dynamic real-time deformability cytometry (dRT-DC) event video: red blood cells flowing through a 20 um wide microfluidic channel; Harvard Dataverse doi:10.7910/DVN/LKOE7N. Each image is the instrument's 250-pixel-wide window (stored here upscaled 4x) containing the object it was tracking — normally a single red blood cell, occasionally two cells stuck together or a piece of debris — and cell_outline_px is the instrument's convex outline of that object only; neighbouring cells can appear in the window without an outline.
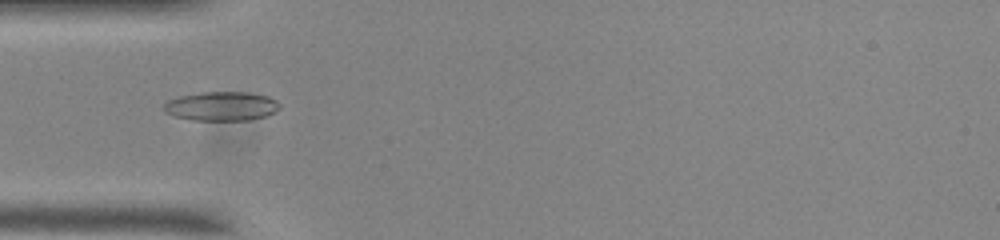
{"species": "common noctule bat (a hibernating species)", "species_latin": "Nyctalus noctula", "temperature_condition": "room temperature", "stored_images_in_passage": 39, "camera_frame_rate_fps": 3000, "um_per_image_px": 0.085, "animal": {"sex": "male", "body_mass_g": 20.0, "forearm_length_mm": 53.3}, "frame": {"image": 1, "passage_image": 1, "time_ms": 0.0, "image_size_px": [1000, 240], "cell_outline_px": [[280, 108], [264, 116], [248, 120], [192, 120], [176, 116], [164, 112], [164, 104], [168, 100], [180, 96], [200, 92], [248, 92], [268, 96], [276, 100], [280, 104]], "centroid_in_image_um": [18.82, 9.02], "position_along_channel_um": 66.2, "area_um2": 19.54}}
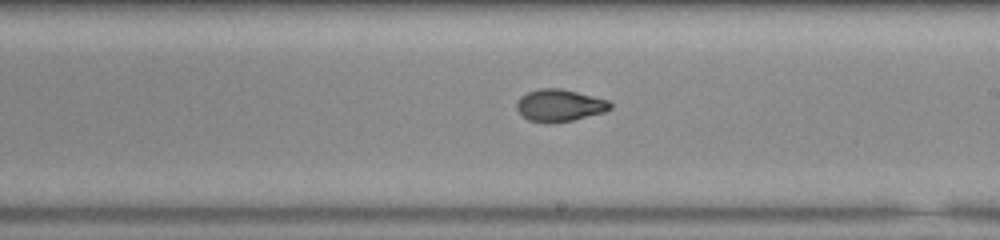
{"frame": {"image": 2, "passage_image": 15, "time_ms": 4.667, "image_size_px": [1000, 240], "cell_outline_px": [[612, 108], [604, 112], [572, 120], [548, 124], [528, 120], [516, 108], [516, 104], [520, 96], [528, 92], [540, 88], [560, 88], [608, 100], [612, 104]], "centroid_in_image_um": [47.55, 8.96], "position_along_channel_um": 241.5, "area_um2": 17.46}}
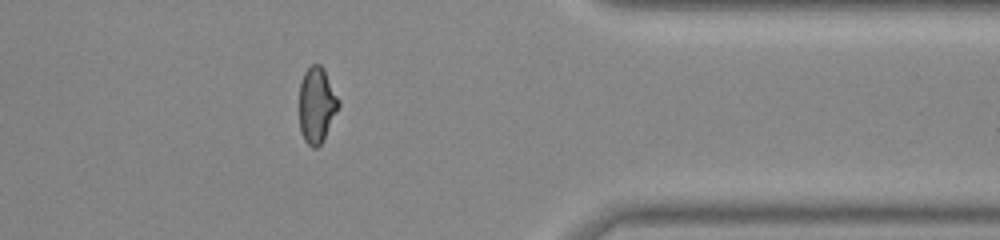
{"frame": {"image": 3, "passage_image": 28, "time_ms": 9.0, "image_size_px": [1000, 240], "cell_outline_px": [[340, 104], [320, 144], [316, 148], [312, 148], [304, 140], [300, 128], [300, 84], [304, 72], [312, 64], [320, 64], [324, 68], [340, 100]], "centroid_in_image_um": [26.92, 8.88], "position_along_channel_um": 384.5, "area_um2": 17.11}, "authors_computed_cell_mechanics": {"area_um2": 17.4556, "velocity_mm_per_s": 3.7435, "shape_relaxation_time_tau1_ms": null, "shape_relaxation_time_tau2_ms": 1.282, "deformation_change_tau1": null, "deformation_change_tau2": 0.0581}}